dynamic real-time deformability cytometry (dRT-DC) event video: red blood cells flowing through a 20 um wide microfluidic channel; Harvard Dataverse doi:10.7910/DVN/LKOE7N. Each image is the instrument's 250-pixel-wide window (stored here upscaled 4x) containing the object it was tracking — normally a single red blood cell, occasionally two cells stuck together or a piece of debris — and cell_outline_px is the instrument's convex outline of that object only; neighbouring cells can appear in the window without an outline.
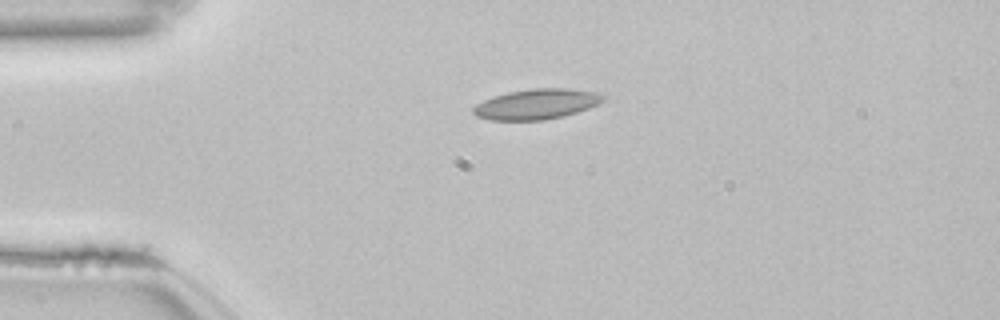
{"species": "common noctule bat (a hibernating species)", "species_latin": "Nyctalus noctula", "temperature_condition": "room temperature", "stored_images_in_passage": 13, "camera_frame_rate_fps": 3000, "um_per_image_px": 0.085, "animal": {"sex": "female", "body_mass_g": 22.7, "forearm_length_mm": 54.2}, "frame": {"image": 1, "passage_image": 1, "time_ms": 0.0, "image_size_px": [1000, 320], "cell_outline_px": [[604, 100], [600, 104], [564, 116], [544, 120], [488, 120], [476, 116], [472, 112], [472, 108], [476, 104], [484, 100], [508, 92], [532, 88], [568, 88], [596, 92], [604, 96]], "centroid_in_image_um": [45.6, 8.85], "position_along_channel_um": 39.4, "area_um2": 22.95}}
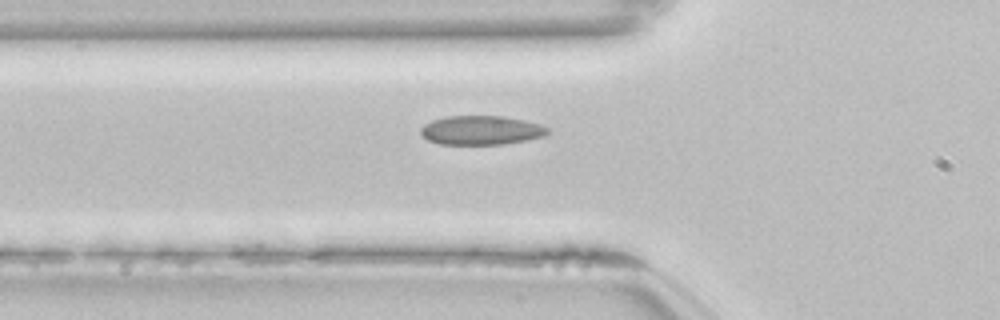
{"frame": {"image": 2, "passage_image": 7, "time_ms": 2.0, "image_size_px": [1000, 320], "cell_outline_px": [[548, 132], [544, 136], [504, 144], [440, 144], [428, 140], [420, 132], [420, 128], [424, 124], [432, 120], [444, 116], [504, 116], [524, 120], [540, 124], [548, 128]], "centroid_in_image_um": [40.87, 11.06], "position_along_channel_um": 84.9, "area_um2": 21.44}}